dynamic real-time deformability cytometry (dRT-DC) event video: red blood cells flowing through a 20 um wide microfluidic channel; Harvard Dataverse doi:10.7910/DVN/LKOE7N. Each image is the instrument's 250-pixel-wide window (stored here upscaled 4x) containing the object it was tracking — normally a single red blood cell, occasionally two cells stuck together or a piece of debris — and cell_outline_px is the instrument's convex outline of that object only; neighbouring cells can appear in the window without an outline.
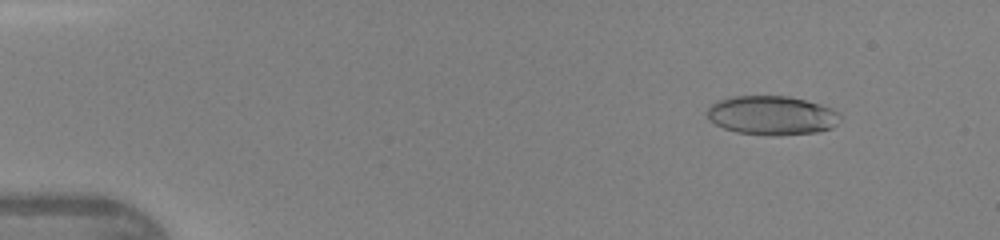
{"species": "human", "species_latin": "Homo sapiens", "temperature_condition": "warm", "stored_images_in_passage": 44, "camera_frame_rate_fps": 3000, "um_per_image_px": 0.085, "donor": {"sex": "female"}, "frame": {"image": 1, "passage_image": 5, "time_ms": 1.333, "image_size_px": [1000, 240], "cell_outline_px": [[840, 116], [836, 124], [832, 128], [816, 132], [780, 136], [772, 136], [736, 132], [724, 128], [708, 120], [704, 112], [708, 104], [716, 100], [732, 96], [788, 96], [820, 104], [832, 108], [840, 112]], "centroid_in_image_um": [65.54, 9.8], "position_along_channel_um": 19.5, "area_um2": 30.81}}
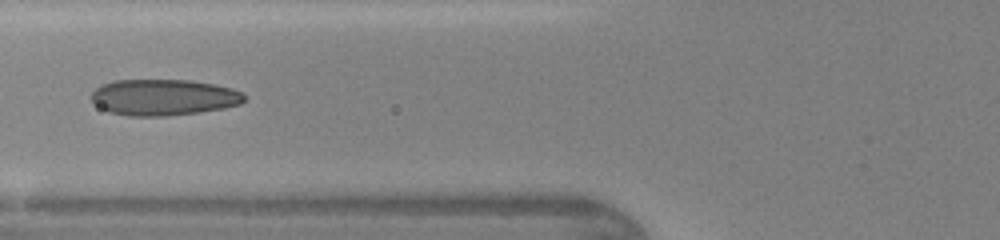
{"frame": {"image": 2, "passage_image": 18, "time_ms": 5.667, "image_size_px": [1000, 240], "cell_outline_px": [[244, 100], [240, 104], [224, 108], [200, 112], [168, 116], [128, 116], [108, 112], [100, 108], [92, 100], [92, 92], [100, 84], [116, 80], [188, 80], [212, 84], [232, 88], [244, 92]], "centroid_in_image_um": [13.89, 8.28], "position_along_channel_um": 111.9, "area_um2": 32.37}}
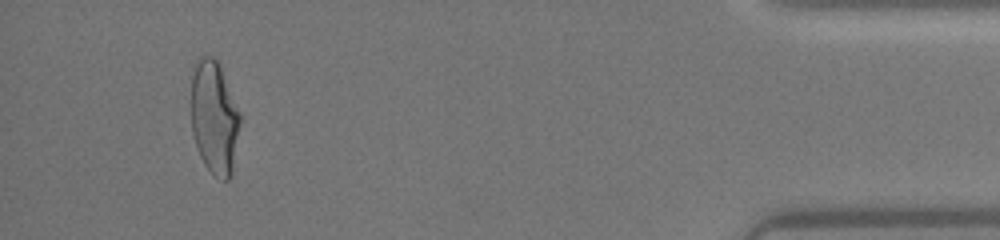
{"frame": {"image": 3, "passage_image": 42, "time_ms": 13.667, "image_size_px": [1000, 240], "cell_outline_px": [[240, 120], [232, 172], [228, 180], [224, 180], [216, 176], [204, 164], [200, 156], [192, 132], [192, 76], [196, 56], [216, 56], [220, 64], [240, 116]], "centroid_in_image_um": [18.2, 9.93], "position_along_channel_um": 417.0, "area_um2": 31.96}}